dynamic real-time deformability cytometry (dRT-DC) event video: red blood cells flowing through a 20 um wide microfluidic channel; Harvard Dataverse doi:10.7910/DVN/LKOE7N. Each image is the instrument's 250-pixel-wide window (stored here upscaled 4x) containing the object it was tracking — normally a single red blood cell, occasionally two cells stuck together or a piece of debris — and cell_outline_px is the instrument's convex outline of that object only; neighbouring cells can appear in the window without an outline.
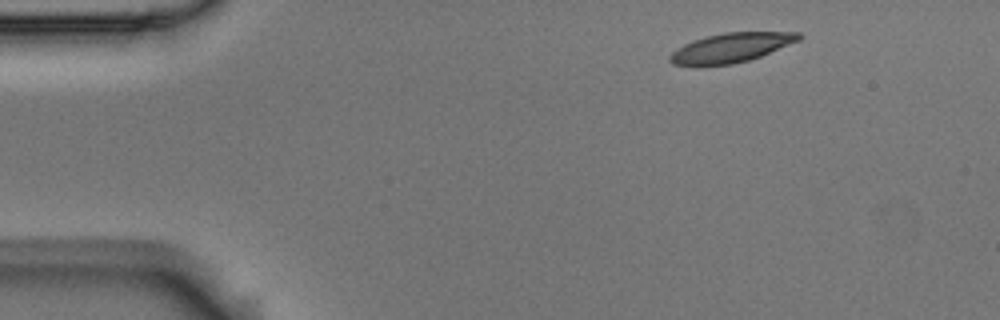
{"species": "Egyptian fruit bat (a non-hibernating species)", "species_latin": "Rousettus aegyptiacus", "temperature_condition": "room temperature", "stored_images_in_passage": 3, "camera_frame_rate_fps": 3000, "um_per_image_px": 0.085, "animal": {"sex": "male"}, "frame": {"image": 1, "passage_image": 1, "time_ms": 0.0, "image_size_px": [1000, 320], "cell_outline_px": [[804, 36], [800, 40], [760, 56], [748, 60], [732, 64], [700, 68], [672, 64], [668, 60], [668, 56], [676, 48], [684, 44], [708, 36], [724, 32], [800, 32]], "centroid_in_image_um": [62.08, 4.09], "position_along_channel_um": 22.9, "area_um2": 22.48}}